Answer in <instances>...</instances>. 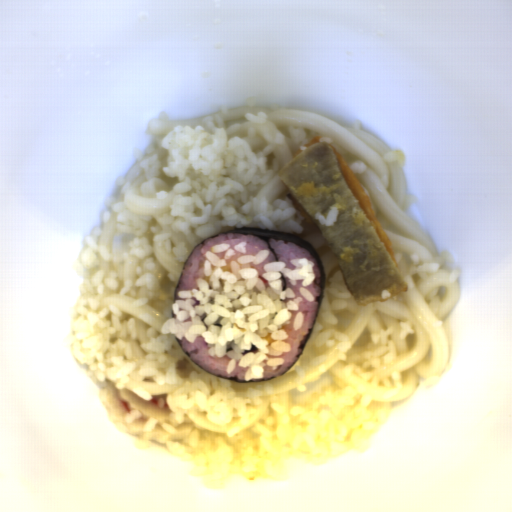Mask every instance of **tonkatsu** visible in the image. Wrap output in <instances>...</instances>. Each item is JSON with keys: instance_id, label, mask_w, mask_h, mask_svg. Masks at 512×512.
Here are the masks:
<instances>
[{"instance_id": "1", "label": "tonkatsu", "mask_w": 512, "mask_h": 512, "mask_svg": "<svg viewBox=\"0 0 512 512\" xmlns=\"http://www.w3.org/2000/svg\"><path fill=\"white\" fill-rule=\"evenodd\" d=\"M314 136L278 177L323 233L356 303L408 293L393 244L344 156Z\"/></svg>"}]
</instances>
